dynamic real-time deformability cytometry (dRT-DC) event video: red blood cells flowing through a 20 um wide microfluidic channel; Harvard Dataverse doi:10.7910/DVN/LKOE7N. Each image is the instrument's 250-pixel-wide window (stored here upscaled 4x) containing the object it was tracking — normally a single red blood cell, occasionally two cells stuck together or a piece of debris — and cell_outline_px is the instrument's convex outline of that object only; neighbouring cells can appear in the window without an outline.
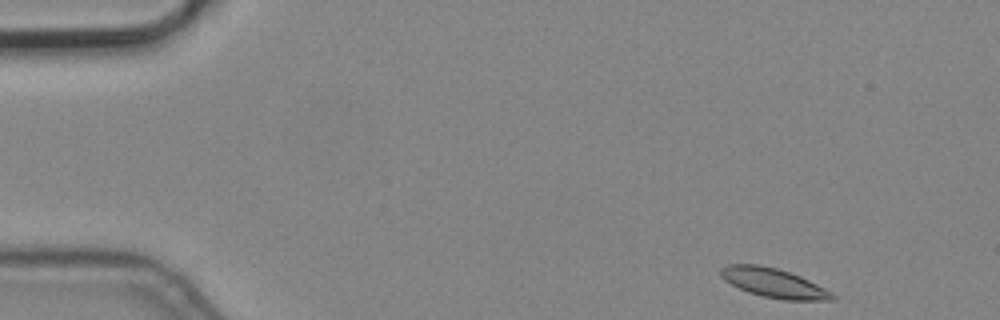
{"species": "common noctule bat (a hibernating species)", "species_latin": "Nyctalus noctula", "temperature_condition": "cold", "stored_images_in_passage": 5, "segment_of_instrument_passage": [1, 2], "camera_frame_rate_fps": 3000, "um_per_image_px": 0.085, "animal": {"sex": "male", "body_mass_g": 19.2, "forearm_length_mm": 51.8}, "frame": {"image": 1, "passage_image": 1, "time_ms": 0.0, "image_size_px": [1000, 320], "cell_outline_px": [[836, 300], [784, 300], [764, 296], [748, 292], [724, 280], [720, 276], [720, 268], [728, 264], [760, 264], [776, 268], [800, 276], [832, 292], [836, 296]], "centroid_in_image_um": [65.76, 24.04], "position_along_channel_um": 19.2, "area_um2": 18.9}}